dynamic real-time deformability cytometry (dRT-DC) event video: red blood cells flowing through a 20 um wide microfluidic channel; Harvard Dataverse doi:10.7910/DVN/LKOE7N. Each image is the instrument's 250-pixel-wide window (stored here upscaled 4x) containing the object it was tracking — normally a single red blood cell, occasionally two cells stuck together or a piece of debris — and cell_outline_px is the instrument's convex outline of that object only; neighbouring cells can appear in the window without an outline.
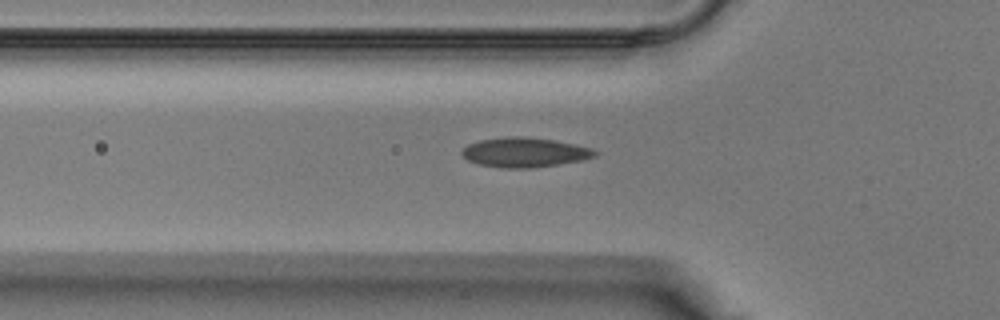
{"species": "Egyptian fruit bat (a non-hibernating species)", "species_latin": "Rousettus aegyptiacus", "temperature_condition": "warm", "stored_images_in_passage": 28, "camera_frame_rate_fps": 3000, "um_per_image_px": 0.085, "animal": {"sex": "male"}, "frame": {"image": 1, "passage_image": 2, "time_ms": 0.333, "image_size_px": [1000, 320], "cell_outline_px": [[596, 156], [580, 160], [556, 164], [528, 168], [504, 168], [480, 164], [468, 160], [460, 152], [468, 144], [480, 140], [512, 136], [524, 136], [552, 140], [592, 148], [596, 152]], "centroid_in_image_um": [44.56, 12.94], "position_along_channel_um": 81.2, "area_um2": 22.48}}
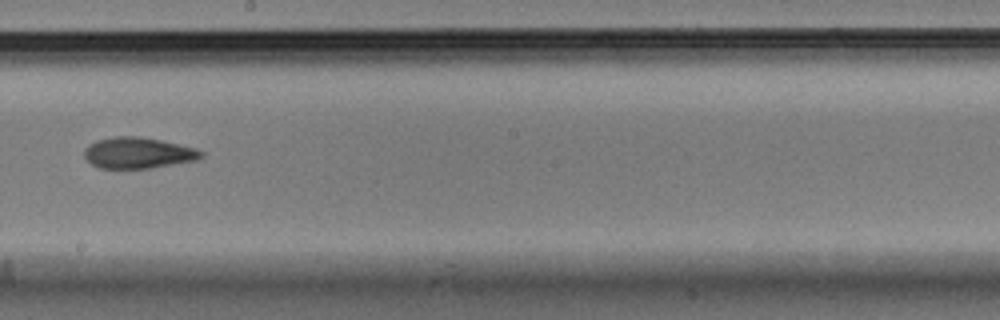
{"frame": {"image": 2, "passage_image": 11, "time_ms": 3.333, "image_size_px": [1000, 320], "cell_outline_px": [[204, 156], [200, 160], [152, 168], [100, 168], [92, 164], [84, 156], [84, 148], [88, 144], [96, 140], [112, 136], [140, 136], [160, 140], [196, 148], [204, 152]], "centroid_in_image_um": [11.76, 12.99], "position_along_channel_um": 236.4, "area_um2": 21.44}}
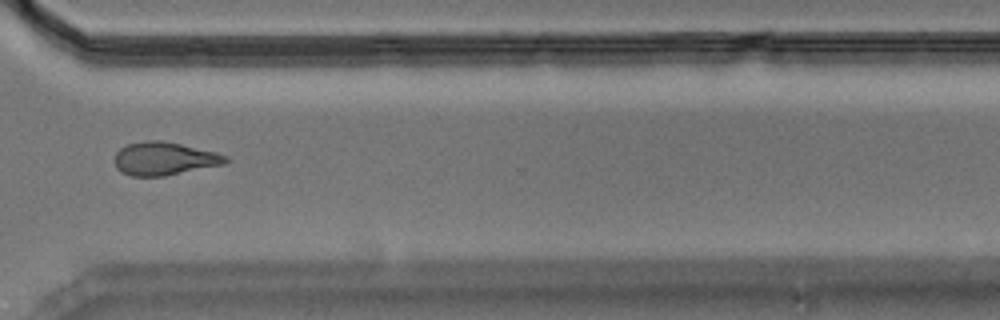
{"frame": {"image": 3, "passage_image": 18, "time_ms": 5.667, "image_size_px": [1000, 320], "cell_outline_px": [[232, 160], [224, 164], [164, 176], [132, 176], [120, 172], [116, 168], [112, 160], [116, 152], [120, 148], [128, 144], [148, 140], [160, 140], [180, 144], [216, 152], [228, 156]], "centroid_in_image_um": [13.94, 13.49], "position_along_channel_um": 356.7, "area_um2": 21.62}}